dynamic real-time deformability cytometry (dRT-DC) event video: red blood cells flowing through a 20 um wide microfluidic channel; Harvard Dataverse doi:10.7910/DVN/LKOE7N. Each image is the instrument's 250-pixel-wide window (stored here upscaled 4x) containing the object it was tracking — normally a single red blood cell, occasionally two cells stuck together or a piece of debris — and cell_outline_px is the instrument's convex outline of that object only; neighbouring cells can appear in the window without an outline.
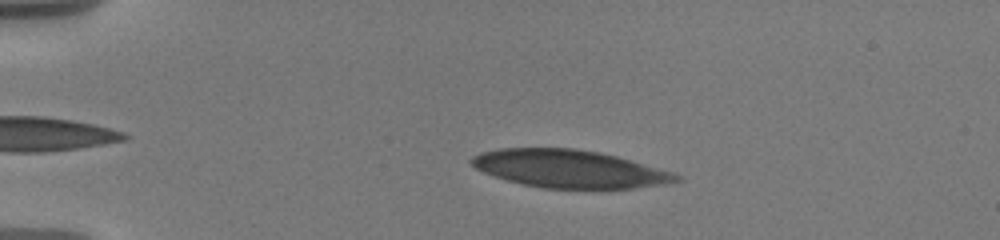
{"species": "human", "species_latin": "Homo sapiens", "temperature_condition": "warm", "stored_images_in_passage": 24, "camera_frame_rate_fps": 3000, "um_per_image_px": 0.085, "donor": {"sex": "male"}, "frame": {"image": 1, "passage_image": 8, "time_ms": 3.667, "image_size_px": [1000, 240], "cell_outline_px": [[684, 180], [664, 184], [632, 188], [544, 188], [524, 184], [508, 180], [484, 172], [476, 168], [468, 160], [472, 156], [480, 152], [500, 148], [576, 148], [600, 152], [616, 156], [672, 172], [684, 176]], "centroid_in_image_um": [48.41, 14.34], "position_along_channel_um": 36.6, "area_um2": 44.91}}
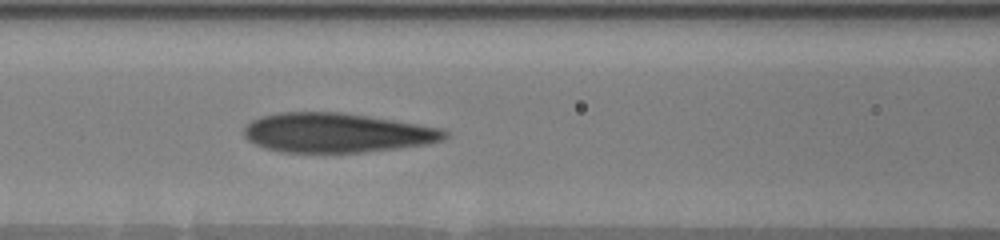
{"frame": {"image": 2, "passage_image": 17, "time_ms": 8.0, "image_size_px": [1000, 240], "cell_outline_px": [[448, 136], [440, 140], [428, 144], [364, 152], [280, 152], [264, 148], [248, 140], [244, 136], [244, 124], [260, 116], [280, 112], [340, 112], [368, 116], [440, 128], [448, 132]], "centroid_in_image_um": [28.56, 11.28], "position_along_channel_um": 138.0, "area_um2": 46.01}}
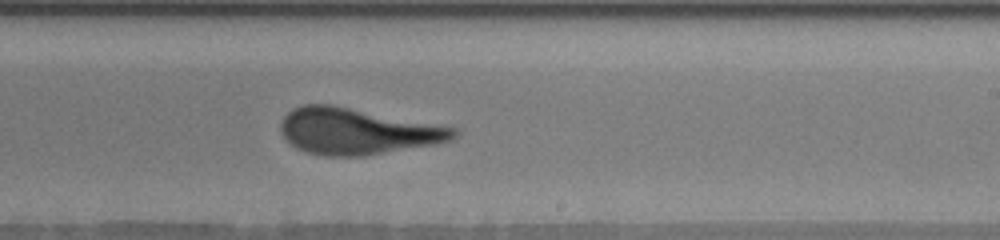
{"frame": {"image": 3, "passage_image": 24, "time_ms": 11.333, "image_size_px": [1000, 240], "cell_outline_px": [[460, 132], [456, 136], [448, 140], [432, 144], [360, 156], [324, 156], [308, 152], [296, 148], [280, 132], [280, 120], [292, 108], [300, 104], [332, 104], [456, 128]], "centroid_in_image_um": [30.28, 11.14], "position_along_channel_um": 258.7, "area_um2": 46.12}}